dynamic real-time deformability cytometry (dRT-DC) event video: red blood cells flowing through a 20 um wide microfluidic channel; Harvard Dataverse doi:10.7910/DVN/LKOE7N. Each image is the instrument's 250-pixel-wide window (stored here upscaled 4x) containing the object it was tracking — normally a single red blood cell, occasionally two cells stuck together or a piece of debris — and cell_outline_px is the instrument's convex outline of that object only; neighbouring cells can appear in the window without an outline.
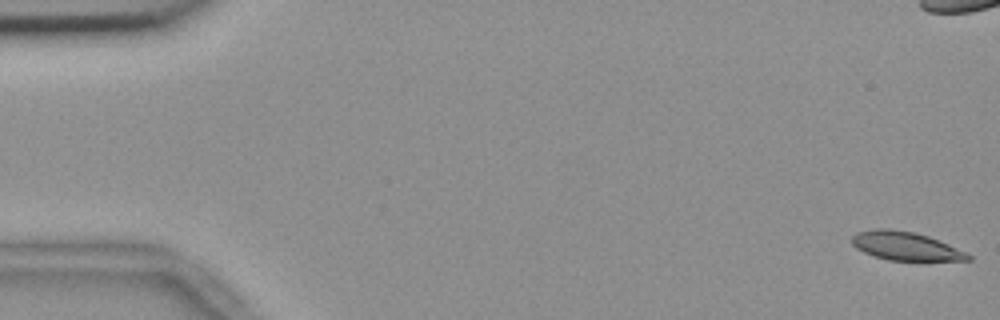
{"species": "common noctule bat (a hibernating species)", "species_latin": "Nyctalus noctula", "temperature_condition": "room temperature", "stored_images_in_passage": 16, "camera_frame_rate_fps": 3000, "um_per_image_px": 0.085, "animal": {"sex": "female", "body_mass_g": 18.4}, "frame": {"image": 1, "passage_image": 1, "time_ms": 0.0, "image_size_px": [1000, 320], "cell_outline_px": [[972, 260], [888, 260], [872, 256], [856, 248], [852, 244], [852, 236], [856, 232], [876, 228], [888, 228], [912, 232], [928, 236], [968, 252], [972, 256]], "centroid_in_image_um": [76.96, 20.91], "position_along_channel_um": 8.0, "area_um2": 19.31}}